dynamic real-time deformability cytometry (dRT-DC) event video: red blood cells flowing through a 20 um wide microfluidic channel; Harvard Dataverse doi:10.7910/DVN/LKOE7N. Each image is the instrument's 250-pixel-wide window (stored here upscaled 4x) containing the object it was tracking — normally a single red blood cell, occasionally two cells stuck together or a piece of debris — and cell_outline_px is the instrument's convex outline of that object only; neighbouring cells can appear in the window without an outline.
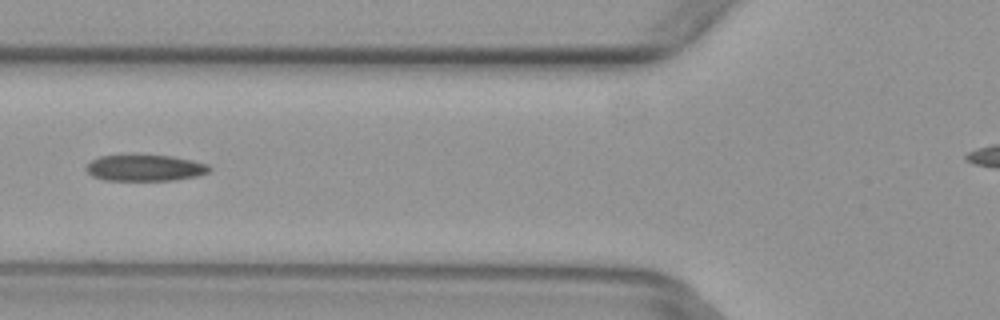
{"species": "common noctule bat (a hibernating species)", "species_latin": "Nyctalus noctula", "temperature_condition": "warm", "stored_images_in_passage": 7, "camera_frame_rate_fps": 3000, "um_per_image_px": 0.085, "animal": {"sex": "female", "body_mass_g": 29.2, "forearm_length_mm": 56.3}, "frame": {"image": 1, "passage_image": 6, "time_ms": 1.667, "image_size_px": [1000, 320], "cell_outline_px": [[212, 168], [208, 172], [196, 176], [172, 180], [104, 180], [92, 176], [84, 168], [92, 160], [100, 156], [124, 152], [132, 152], [172, 156], [192, 160], [208, 164]], "centroid_in_image_um": [12.27, 14.21], "position_along_channel_um": 113.5, "area_um2": 19.71}}